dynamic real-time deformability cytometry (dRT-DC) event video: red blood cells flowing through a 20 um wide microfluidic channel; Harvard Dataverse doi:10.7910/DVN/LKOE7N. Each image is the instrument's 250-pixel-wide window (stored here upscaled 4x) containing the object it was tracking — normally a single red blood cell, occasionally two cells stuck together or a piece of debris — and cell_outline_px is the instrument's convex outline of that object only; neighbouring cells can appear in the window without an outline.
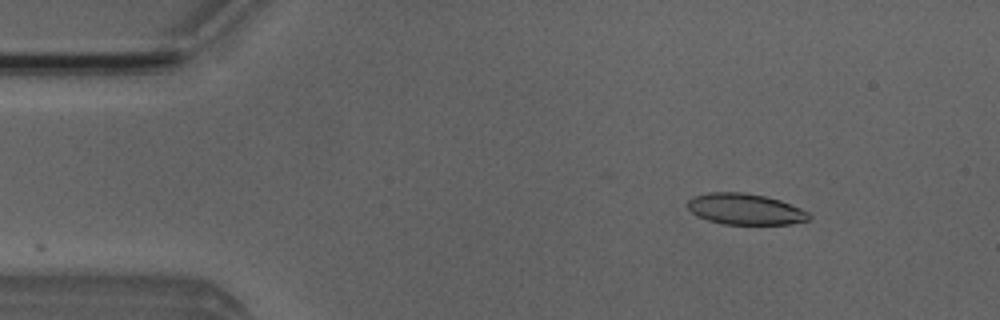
{"species": "Egyptian fruit bat (a non-hibernating species)", "species_latin": "Rousettus aegyptiacus", "temperature_condition": "room temperature", "stored_images_in_passage": 46, "camera_frame_rate_fps": 3000, "um_per_image_px": 0.085, "animal": {"sex": "male"}, "frame": {"image": 1, "passage_image": 1, "time_ms": 0.0, "image_size_px": [1000, 320], "cell_outline_px": [[812, 216], [808, 220], [792, 224], [724, 224], [708, 220], [696, 216], [688, 208], [688, 200], [692, 196], [708, 192], [744, 192], [764, 196], [780, 200], [800, 208], [808, 212]], "centroid_in_image_um": [63.33, 17.77], "position_along_channel_um": 21.7, "area_um2": 22.02}}
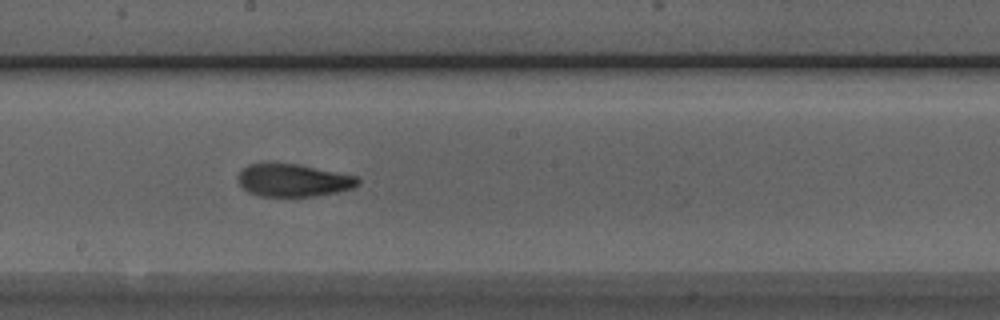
{"frame": {"image": 2, "passage_image": 22, "time_ms": 7.0, "image_size_px": [1000, 320], "cell_outline_px": [[360, 184], [352, 188], [336, 192], [316, 196], [260, 196], [248, 192], [236, 180], [236, 176], [248, 164], [272, 160], [300, 164], [356, 176], [360, 180]], "centroid_in_image_um": [24.87, 15.28], "position_along_channel_um": 223.3, "area_um2": 23.47}}
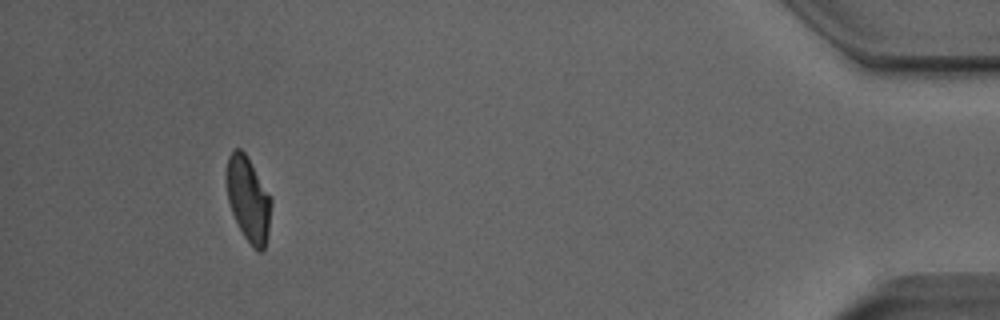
{"frame": {"image": 3, "passage_image": 42, "time_ms": 13.667, "image_size_px": [1000, 320], "cell_outline_px": [[272, 204], [268, 232], [264, 248], [260, 252], [256, 252], [252, 248], [244, 236], [232, 212], [228, 200], [224, 176], [228, 156], [232, 148], [240, 148], [248, 156], [272, 200]], "centroid_in_image_um": [21.08, 16.89], "position_along_channel_um": 414.1, "area_um2": 22.37}, "authors_computed_cell_mechanics": {"area_um2": 22.9177, "velocity_mm_per_s": 3.9452, "shape_relaxation_time_tau1_ms": null, "shape_relaxation_time_tau2_ms": 1.8812, "deformation_change_tau1": null, "deformation_change_tau2": 0.0884}}